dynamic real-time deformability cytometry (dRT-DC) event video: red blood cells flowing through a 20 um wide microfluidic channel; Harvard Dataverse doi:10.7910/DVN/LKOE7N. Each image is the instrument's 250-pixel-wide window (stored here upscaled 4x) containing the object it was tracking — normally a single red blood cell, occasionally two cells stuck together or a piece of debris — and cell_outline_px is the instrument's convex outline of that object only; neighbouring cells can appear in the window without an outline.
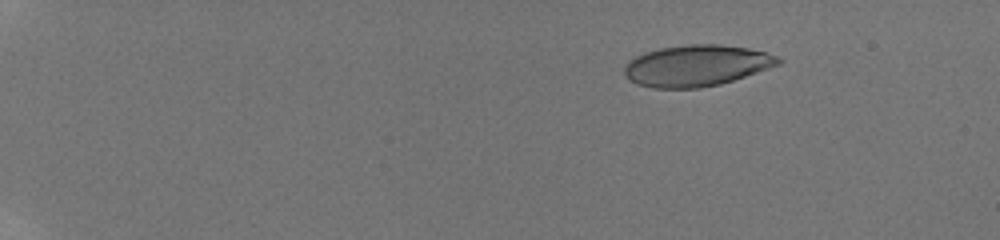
{"species": "human", "species_latin": "Homo sapiens", "temperature_condition": "room temperature", "stored_images_in_passage": 71, "camera_frame_rate_fps": 3000, "um_per_image_px": 0.085, "donor": {"sex": "male"}, "frame": {"image": 1, "passage_image": 9, "time_ms": 3.0, "image_size_px": [1000, 240], "cell_outline_px": [[784, 60], [780, 64], [720, 84], [700, 88], [652, 88], [636, 84], [628, 80], [624, 76], [624, 64], [628, 60], [644, 52], [660, 48], [688, 44], [720, 44], [748, 48], [764, 52], [776, 56]], "centroid_in_image_um": [59.14, 5.58], "position_along_channel_um": 25.9, "area_um2": 37.11}}
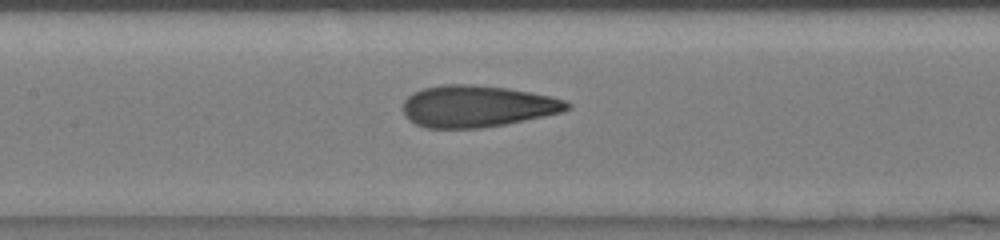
{"frame": {"image": 2, "passage_image": 35, "time_ms": 10.333, "image_size_px": [1000, 240], "cell_outline_px": [[572, 108], [560, 112], [544, 116], [504, 124], [480, 128], [428, 128], [416, 124], [408, 120], [404, 116], [404, 100], [412, 92], [424, 88], [444, 84], [472, 84], [508, 88], [548, 96], [564, 100], [572, 104]], "centroid_in_image_um": [40.52, 9.03], "position_along_channel_um": 166.9, "area_um2": 39.77}}
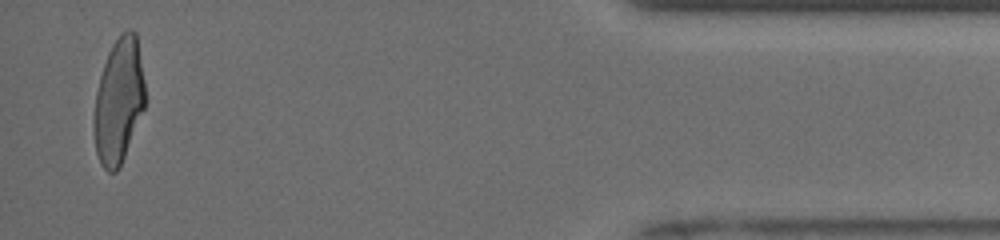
{"frame": {"image": 3, "passage_image": 70, "time_ms": 18.333, "image_size_px": [1000, 240], "cell_outline_px": [[144, 108], [120, 168], [116, 172], [108, 172], [100, 164], [96, 152], [92, 128], [92, 120], [96, 92], [100, 76], [108, 52], [112, 44], [120, 32], [128, 28], [132, 28], [136, 32], [144, 80]], "centroid_in_image_um": [10.06, 8.58], "position_along_channel_um": 425.1, "area_um2": 37.69}, "authors_computed_cell_mechanics": {"area_um2": 38.726, "velocity_mm_per_s": 3.9075, "shape_relaxation_time_tau1_ms": 4.4742, "shape_relaxation_time_tau2_ms": 0.7968, "deformation_change_tau1": 0.1944, "deformation_change_tau2": 0.067}}